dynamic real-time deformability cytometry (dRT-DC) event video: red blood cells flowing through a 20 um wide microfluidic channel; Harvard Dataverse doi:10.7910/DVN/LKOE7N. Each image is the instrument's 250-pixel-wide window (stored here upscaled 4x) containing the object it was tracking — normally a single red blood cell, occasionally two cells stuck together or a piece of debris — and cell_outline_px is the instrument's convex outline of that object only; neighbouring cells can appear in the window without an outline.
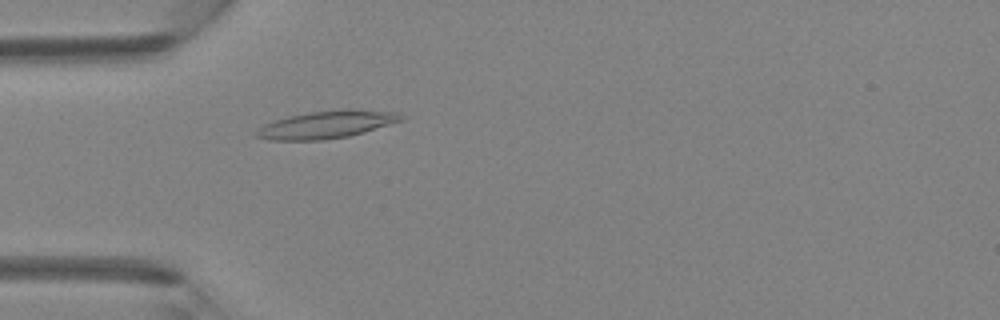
{"species": "Egyptian fruit bat (a non-hibernating species)", "species_latin": "Rousettus aegyptiacus", "temperature_condition": "room temperature", "stored_images_in_passage": 46, "camera_frame_rate_fps": 3000, "um_per_image_px": 0.085, "animal": {"sex": "female"}, "frame": {"image": 1, "passage_image": 14, "time_ms": 4.333, "image_size_px": [1000, 320], "cell_outline_px": [[404, 120], [364, 132], [348, 136], [324, 140], [268, 140], [256, 136], [252, 132], [264, 124], [288, 116], [308, 112], [344, 108], [356, 108], [396, 112], [404, 116]], "centroid_in_image_um": [27.77, 10.57], "position_along_channel_um": 57.2, "area_um2": 23.58}}
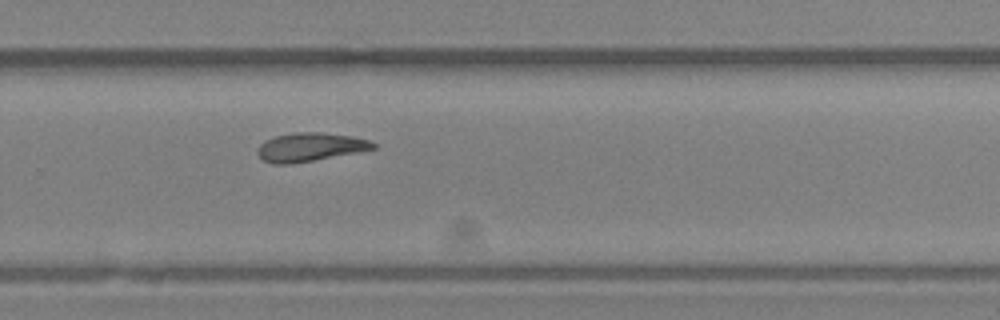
{"frame": {"image": 2, "passage_image": 31, "time_ms": 10.0, "image_size_px": [1000, 320], "cell_outline_px": [[376, 148], [356, 152], [312, 160], [288, 164], [272, 164], [264, 160], [256, 152], [260, 144], [276, 136], [292, 132], [320, 132], [352, 136], [368, 140], [376, 144]], "centroid_in_image_um": [26.34, 12.49], "position_along_channel_um": 303.5, "area_um2": 18.9}}
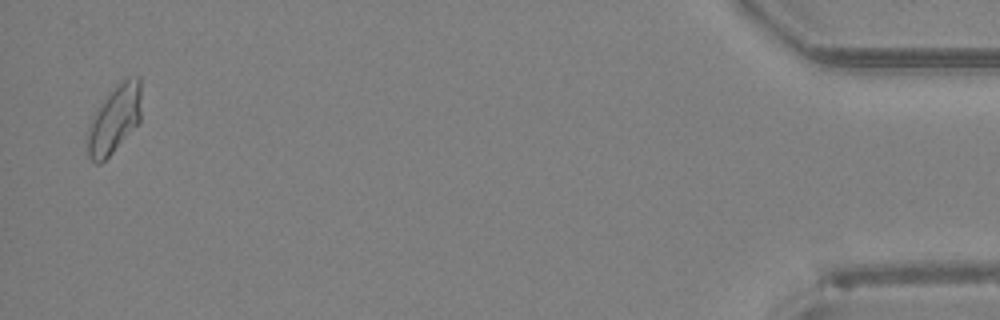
{"frame": {"image": 3, "passage_image": 45, "time_ms": 14.667, "image_size_px": [1000, 320], "cell_outline_px": [[140, 120], [112, 152], [100, 164], [96, 164], [88, 156], [88, 128], [92, 116], [116, 84], [120, 80], [128, 76], [140, 76]], "centroid_in_image_um": [9.72, 10.09], "position_along_channel_um": 425.5, "area_um2": 20.87}}